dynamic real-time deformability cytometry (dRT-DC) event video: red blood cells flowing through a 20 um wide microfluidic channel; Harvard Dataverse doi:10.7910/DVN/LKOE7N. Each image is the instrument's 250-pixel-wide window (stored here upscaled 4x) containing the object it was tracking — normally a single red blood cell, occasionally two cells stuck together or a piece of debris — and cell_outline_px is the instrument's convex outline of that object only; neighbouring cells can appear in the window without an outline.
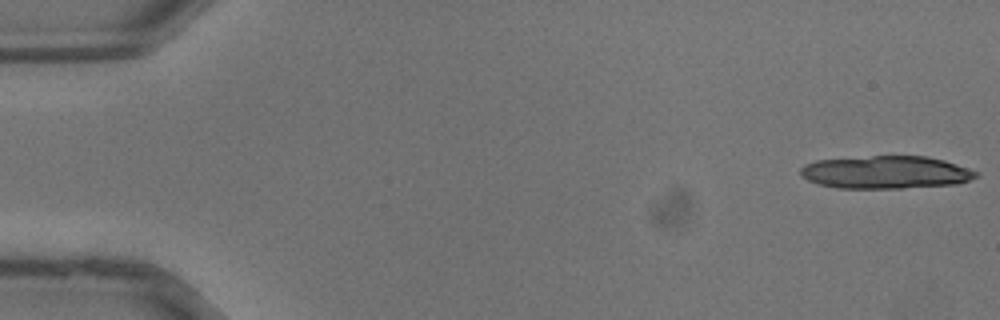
{"species": "common noctule bat (a hibernating species)", "species_latin": "Nyctalus noctula", "temperature_condition": "warm", "stored_images_in_passage": 20, "camera_frame_rate_fps": 3000, "um_per_image_px": 0.085, "animal": {"sex": "male", "body_mass_g": 13.3}, "frame": {"image": 1, "passage_image": 1, "time_ms": 0.0, "image_size_px": [1000, 320], "cell_outline_px": [[980, 176], [956, 184], [900, 188], [836, 188], [820, 184], [808, 180], [800, 176], [800, 168], [804, 164], [816, 160], [872, 156], [928, 156], [944, 160], [956, 164], [976, 172]], "centroid_in_image_um": [75.26, 14.64], "position_along_channel_um": 9.7, "area_um2": 33.47}}